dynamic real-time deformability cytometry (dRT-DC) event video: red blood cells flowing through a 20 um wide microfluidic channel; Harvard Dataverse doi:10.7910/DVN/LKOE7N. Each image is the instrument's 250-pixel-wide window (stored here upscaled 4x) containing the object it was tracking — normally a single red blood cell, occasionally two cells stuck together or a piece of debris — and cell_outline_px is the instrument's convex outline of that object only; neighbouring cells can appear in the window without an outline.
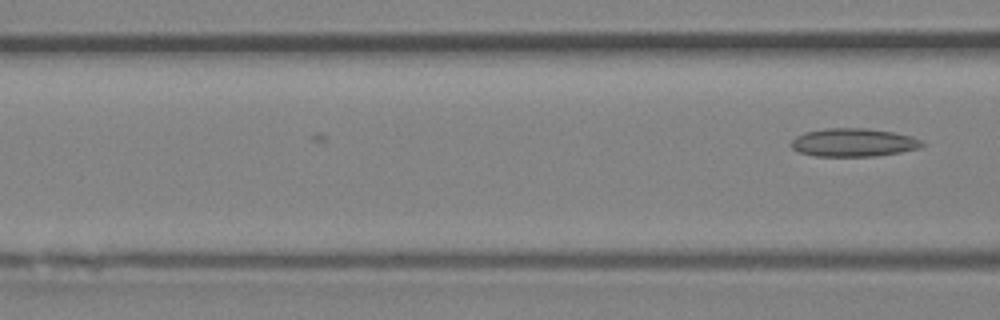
{"species": "Egyptian fruit bat (a non-hibernating species)", "species_latin": "Rousettus aegyptiacus", "temperature_condition": "room temperature", "stored_images_in_passage": 5, "camera_frame_rate_fps": 3000, "um_per_image_px": 0.085, "animal": {"sex": "female"}, "frame": {"image": 1, "passage_image": 5, "time_ms": 1.333, "image_size_px": [1000, 320], "cell_outline_px": [[924, 144], [920, 148], [900, 152], [876, 156], [816, 156], [800, 152], [792, 148], [792, 140], [796, 136], [804, 132], [824, 128], [864, 128], [892, 132], [912, 136], [920, 140]], "centroid_in_image_um": [72.54, 12.11], "position_along_channel_um": 94.1, "area_um2": 21.44}}